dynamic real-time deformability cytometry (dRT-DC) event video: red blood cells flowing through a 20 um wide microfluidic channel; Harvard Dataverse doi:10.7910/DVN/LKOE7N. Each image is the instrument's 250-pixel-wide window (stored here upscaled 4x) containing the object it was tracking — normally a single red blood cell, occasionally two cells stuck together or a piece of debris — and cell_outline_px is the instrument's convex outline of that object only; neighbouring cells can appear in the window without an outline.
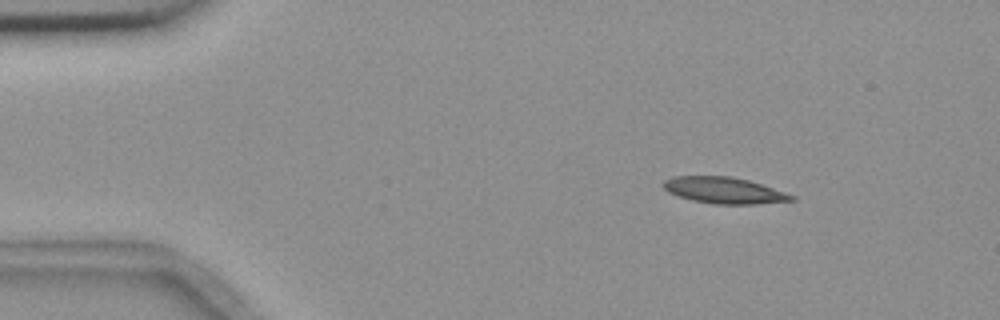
{"species": "common noctule bat (a hibernating species)", "species_latin": "Nyctalus noctula", "temperature_condition": "room temperature", "stored_images_in_passage": 6, "camera_frame_rate_fps": 3000, "um_per_image_px": 0.085, "animal": {"sex": "female", "body_mass_g": 18.4}, "frame": {"image": 1, "passage_image": 2, "time_ms": 1.333, "image_size_px": [1000, 320], "cell_outline_px": [[796, 200], [756, 204], [716, 204], [692, 200], [668, 192], [660, 184], [664, 180], [672, 176], [732, 176], [748, 180], [796, 196]], "centroid_in_image_um": [61.52, 16.17], "position_along_channel_um": 23.5, "area_um2": 19.59}}
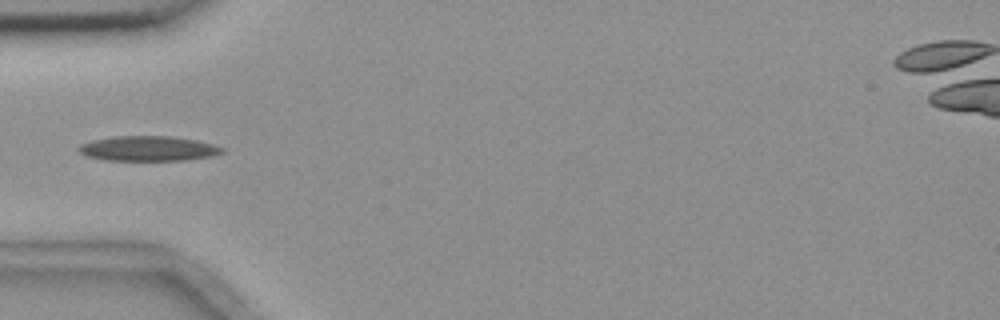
{"frame": {"image": 2, "passage_image": 4, "time_ms": 4.667, "image_size_px": [1000, 320], "cell_outline_px": [[224, 152], [212, 156], [184, 160], [104, 160], [88, 156], [80, 152], [76, 148], [80, 144], [92, 140], [116, 136], [172, 136], [196, 140], [212, 144], [224, 148]], "centroid_in_image_um": [12.59, 12.62], "position_along_channel_um": 72.4, "area_um2": 20.81}}
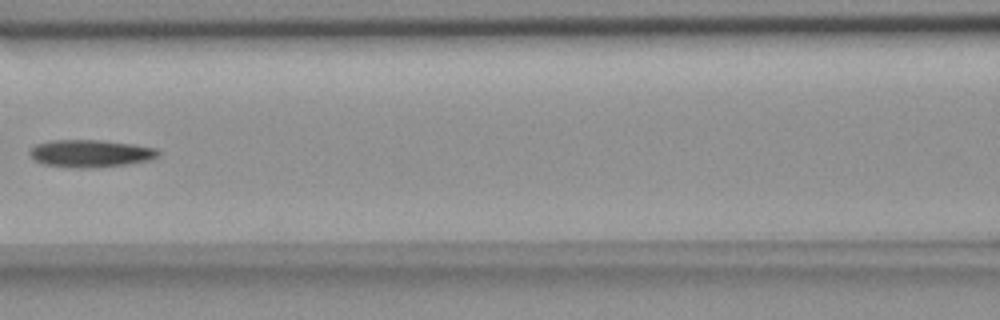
{"frame": {"image": 3, "passage_image": 6, "time_ms": 7.0, "image_size_px": [1000, 320], "cell_outline_px": [[160, 156], [148, 160], [128, 164], [96, 168], [72, 168], [44, 164], [32, 160], [28, 152], [36, 144], [52, 140], [96, 140], [132, 144], [156, 148], [160, 152]], "centroid_in_image_um": [7.67, 13.05], "position_along_channel_um": 158.9, "area_um2": 20.69}}